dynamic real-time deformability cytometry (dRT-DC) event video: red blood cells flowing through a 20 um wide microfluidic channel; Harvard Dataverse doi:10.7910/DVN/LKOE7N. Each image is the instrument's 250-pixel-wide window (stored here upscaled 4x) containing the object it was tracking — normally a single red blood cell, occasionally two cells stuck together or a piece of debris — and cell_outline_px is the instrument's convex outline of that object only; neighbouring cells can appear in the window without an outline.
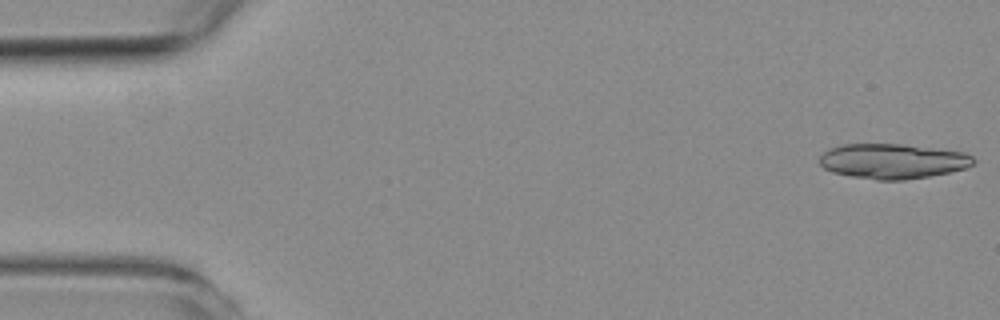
{"species": "common noctule bat (a hibernating species)", "species_latin": "Nyctalus noctula", "temperature_condition": "room temperature", "stored_images_in_passage": 55, "segment_of_instrument_passage": [1, 2], "camera_frame_rate_fps": 3000, "um_per_image_px": 0.085, "animal": {"sex": "female", "body_mass_g": 19.3, "forearm_length_mm": 54.1}, "frame": {"image": 1, "passage_image": 1, "time_ms": 0.0, "image_size_px": [1000, 320], "cell_outline_px": [[976, 160], [972, 164], [964, 168], [948, 172], [928, 176], [904, 180], [876, 180], [852, 176], [832, 172], [824, 168], [820, 164], [820, 156], [828, 148], [844, 144], [904, 144], [964, 152], [972, 156]], "centroid_in_image_um": [75.85, 13.69], "position_along_channel_um": 9.1, "area_um2": 31.27}}